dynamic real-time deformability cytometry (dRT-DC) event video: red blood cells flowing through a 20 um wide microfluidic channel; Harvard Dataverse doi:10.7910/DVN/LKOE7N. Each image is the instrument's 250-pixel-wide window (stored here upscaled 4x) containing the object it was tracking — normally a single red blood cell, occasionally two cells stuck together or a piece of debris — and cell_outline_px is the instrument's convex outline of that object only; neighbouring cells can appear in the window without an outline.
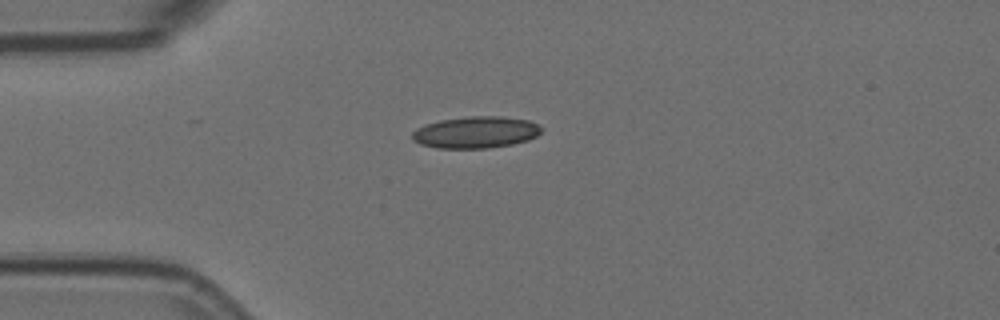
{"species": "Egyptian fruit bat (a non-hibernating species)", "species_latin": "Rousettus aegyptiacus", "temperature_condition": "room temperature", "stored_images_in_passage": 1, "camera_frame_rate_fps": 3000, "um_per_image_px": 0.085, "animal": {"sex": "female"}, "frame": {"image": 1, "passage_image": 1, "time_ms": 0.0, "image_size_px": [1000, 320], "cell_outline_px": [[544, 128], [536, 136], [528, 140], [512, 144], [488, 148], [436, 148], [420, 144], [412, 140], [412, 132], [416, 128], [440, 120], [468, 116], [500, 116], [528, 120]], "centroid_in_image_um": [40.43, 11.24], "position_along_channel_um": 44.6, "area_um2": 23.87}}